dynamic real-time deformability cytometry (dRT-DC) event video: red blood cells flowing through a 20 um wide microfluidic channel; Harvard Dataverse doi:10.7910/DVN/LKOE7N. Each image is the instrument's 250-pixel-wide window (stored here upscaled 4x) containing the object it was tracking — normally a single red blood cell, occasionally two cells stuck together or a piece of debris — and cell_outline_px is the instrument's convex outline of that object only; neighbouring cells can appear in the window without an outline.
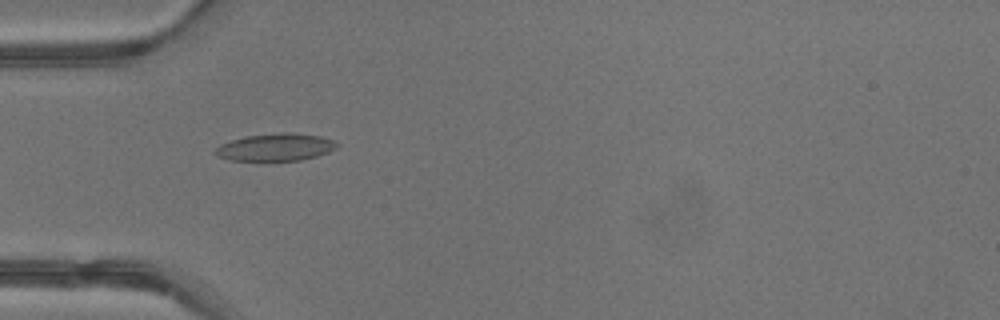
{"species": "common noctule bat (a hibernating species)", "species_latin": "Nyctalus noctula", "temperature_condition": "warm", "stored_images_in_passage": 30, "camera_frame_rate_fps": 3000, "um_per_image_px": 0.085, "animal": {"sex": "male", "body_mass_g": 13.3}, "frame": {"image": 1, "passage_image": 1, "time_ms": 0.0, "image_size_px": [1000, 320], "cell_outline_px": [[340, 144], [336, 148], [328, 152], [316, 156], [300, 160], [260, 164], [232, 160], [216, 156], [212, 152], [220, 144], [244, 136], [284, 132], [288, 132], [320, 136], [332, 140]], "centroid_in_image_um": [23.36, 12.56], "position_along_channel_um": 61.6, "area_um2": 20.29}}
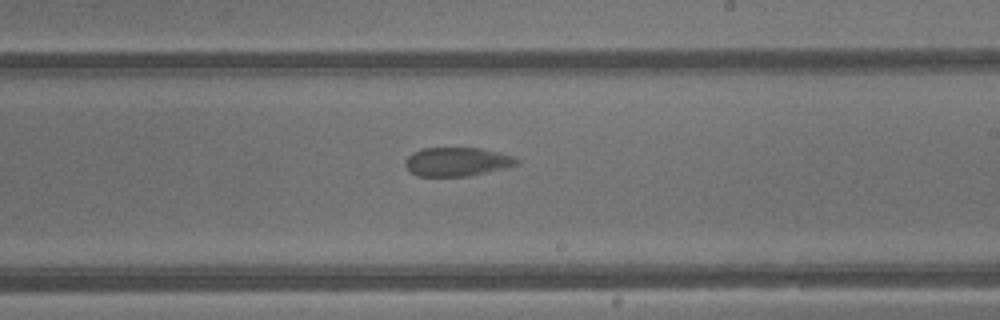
{"frame": {"image": 2, "passage_image": 13, "time_ms": 4.0, "image_size_px": [1000, 320], "cell_outline_px": [[520, 160], [516, 164], [504, 168], [468, 176], [416, 176], [404, 164], [404, 160], [412, 152], [424, 148], [480, 148], [500, 152], [516, 156]], "centroid_in_image_um": [38.85, 13.74], "position_along_channel_um": 250.1, "area_um2": 18.73}}
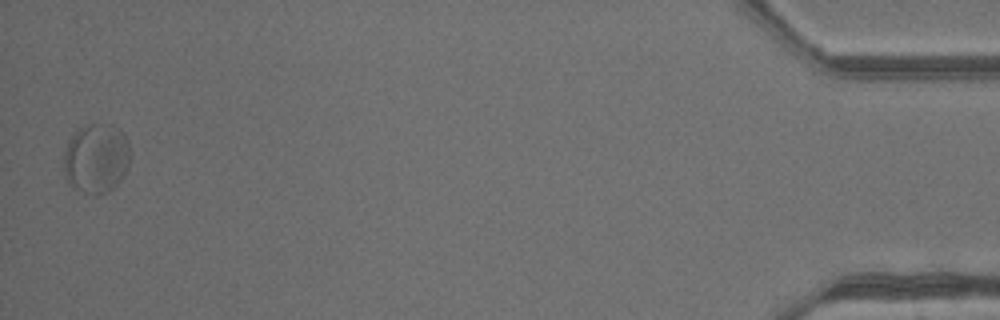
{"frame": {"image": 3, "passage_image": 30, "time_ms": 9.667, "image_size_px": [1000, 320], "cell_outline_px": [[128, 168], [120, 180], [112, 188], [96, 196], [84, 192], [72, 184], [68, 180], [64, 172], [64, 152], [68, 140], [76, 128], [92, 124], [112, 124], [120, 128], [124, 132], [128, 140]], "centroid_in_image_um": [8.18, 13.41], "position_along_channel_um": 427.0, "area_um2": 26.93}, "authors_computed_cell_mechanics": {"area_um2": 19.8254, "velocity_mm_per_s": 4.77, "shape_relaxation_time_tau1_ms": 6.4866, "shape_relaxation_time_tau2_ms": 0.6706, "deformation_change_tau1": 0.1421, "deformation_change_tau2": 0.0541}}